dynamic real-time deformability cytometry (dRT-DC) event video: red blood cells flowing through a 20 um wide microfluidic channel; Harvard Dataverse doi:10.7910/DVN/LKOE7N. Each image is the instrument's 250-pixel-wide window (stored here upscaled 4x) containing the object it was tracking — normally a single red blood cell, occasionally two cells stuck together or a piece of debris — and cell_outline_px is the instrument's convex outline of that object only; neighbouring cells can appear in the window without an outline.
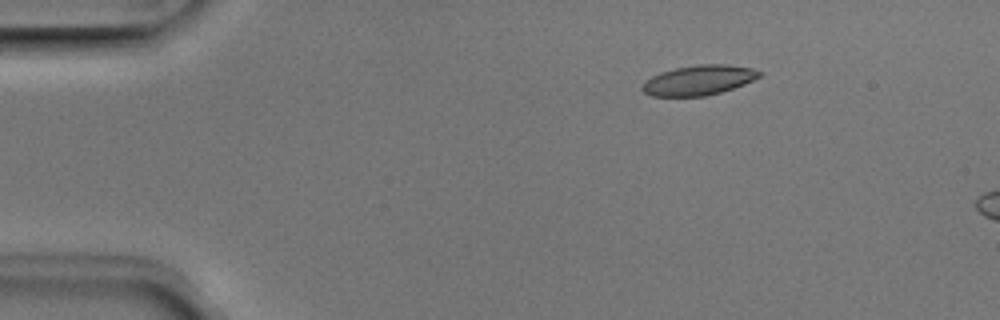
{"species": "Egyptian fruit bat (a non-hibernating species)", "species_latin": "Rousettus aegyptiacus", "temperature_condition": "room temperature", "stored_images_in_passage": 8, "camera_frame_rate_fps": 3000, "um_per_image_px": 0.085, "animal": {"sex": "male"}, "frame": {"image": 1, "passage_image": 2, "time_ms": 0.333, "image_size_px": [1000, 320], "cell_outline_px": [[764, 72], [760, 76], [744, 84], [720, 92], [704, 96], [652, 96], [644, 92], [640, 88], [652, 76], [660, 72], [676, 68], [700, 64], [728, 64], [752, 68]], "centroid_in_image_um": [59.41, 6.81], "position_along_channel_um": 25.6, "area_um2": 20.23}}
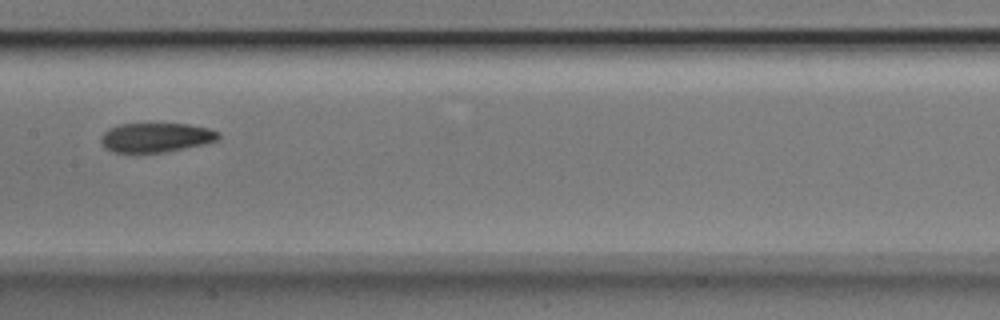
{"frame": {"image": 2, "passage_image": 7, "time_ms": 2.0, "image_size_px": [1000, 320], "cell_outline_px": [[220, 136], [216, 140], [204, 144], [164, 152], [112, 152], [104, 148], [100, 140], [100, 136], [108, 128], [120, 124], [188, 124], [208, 128], [220, 132]], "centroid_in_image_um": [13.22, 11.68], "position_along_channel_um": 194.2, "area_um2": 20.06}}
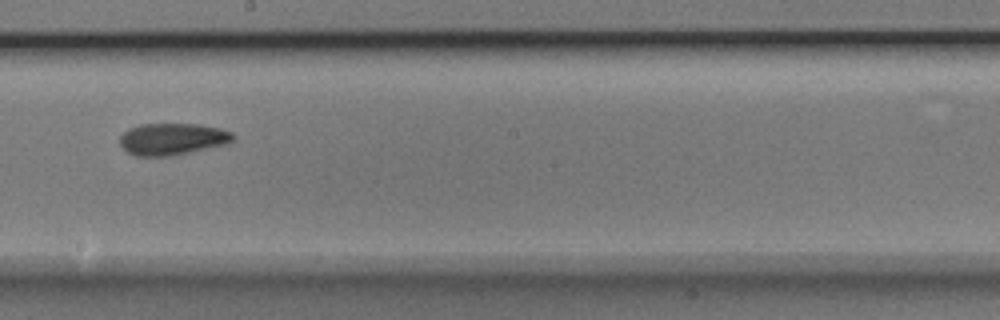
{"frame": {"image": 3, "passage_image": 8, "time_ms": 2.333, "image_size_px": [1000, 320], "cell_outline_px": [[236, 136], [228, 144], [172, 156], [136, 156], [128, 152], [120, 144], [120, 136], [128, 128], [140, 124], [200, 124], [220, 128], [232, 132]], "centroid_in_image_um": [14.67, 11.81], "position_along_channel_um": 233.5, "area_um2": 21.15}}